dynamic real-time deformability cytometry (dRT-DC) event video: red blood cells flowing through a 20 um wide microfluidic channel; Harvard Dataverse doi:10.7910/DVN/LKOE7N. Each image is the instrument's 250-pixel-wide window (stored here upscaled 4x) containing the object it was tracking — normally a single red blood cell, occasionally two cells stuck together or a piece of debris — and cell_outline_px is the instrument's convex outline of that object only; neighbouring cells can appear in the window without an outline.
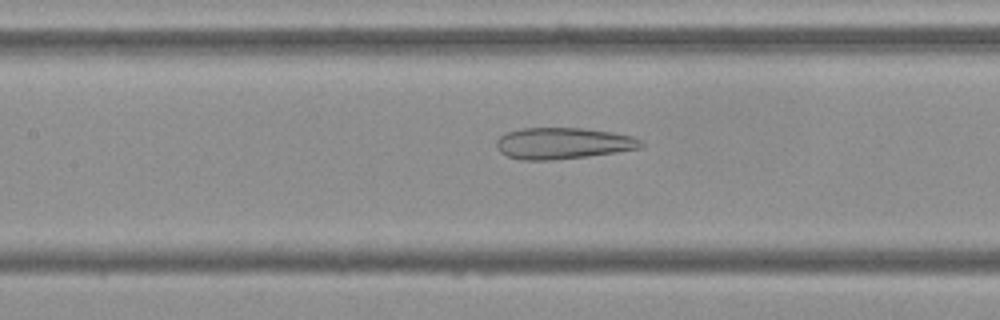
{"species": "Egyptian fruit bat (a non-hibernating species)", "species_latin": "Rousettus aegyptiacus", "temperature_condition": "cold", "stored_images_in_passage": 40, "camera_frame_rate_fps": 3000, "um_per_image_px": 0.085, "frame": {"image": 1, "passage_image": 10, "time_ms": 3.0, "image_size_px": [1000, 320], "cell_outline_px": [[644, 144], [640, 148], [616, 152], [588, 156], [552, 160], [520, 160], [508, 156], [500, 152], [496, 148], [496, 140], [504, 132], [520, 128], [584, 128], [612, 132], [632, 136], [640, 140]], "centroid_in_image_um": [47.81, 12.18], "position_along_channel_um": 159.6, "area_um2": 26.59}}
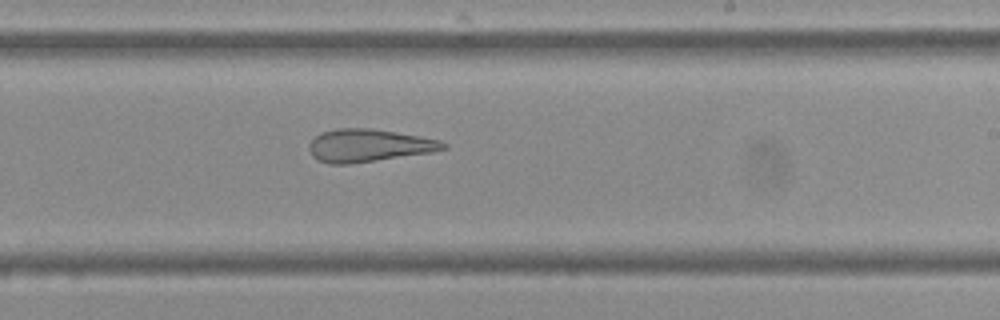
{"frame": {"image": 2, "passage_image": 18, "time_ms": 5.667, "image_size_px": [1000, 320], "cell_outline_px": [[448, 148], [432, 152], [348, 164], [328, 164], [312, 156], [308, 148], [308, 144], [320, 132], [336, 128], [372, 128], [420, 136], [440, 140], [448, 144]], "centroid_in_image_um": [31.33, 12.36], "position_along_channel_um": 257.7, "area_um2": 25.61}}
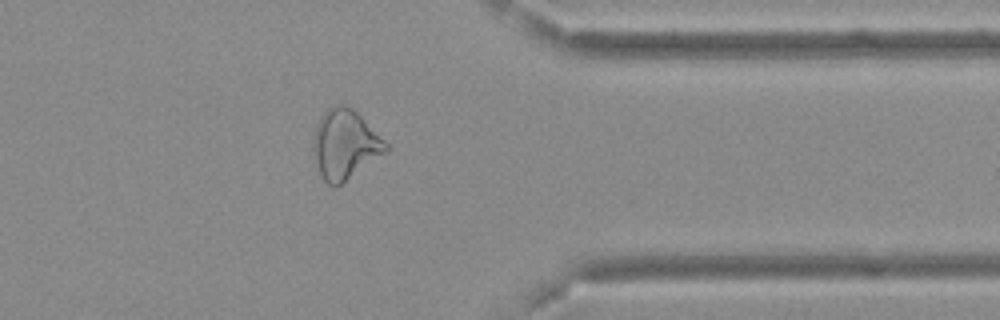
{"frame": {"image": 3, "passage_image": 29, "time_ms": 9.333, "image_size_px": [1000, 320], "cell_outline_px": [[388, 152], [336, 188], [332, 188], [320, 176], [312, 152], [312, 136], [316, 124], [320, 116], [332, 104], [344, 104], [352, 108], [388, 144]], "centroid_in_image_um": [29.28, 12.3], "position_along_channel_um": 382.1, "area_um2": 29.88}, "authors_computed_cell_mechanics": {"area_um2": 27.3972, "velocity_mm_per_s": 3.6866, "shape_relaxation_time_tau1_ms": null, "shape_relaxation_time_tau2_ms": 3.0526, "deformation_change_tau1": null, "deformation_change_tau2": 0.1464}}